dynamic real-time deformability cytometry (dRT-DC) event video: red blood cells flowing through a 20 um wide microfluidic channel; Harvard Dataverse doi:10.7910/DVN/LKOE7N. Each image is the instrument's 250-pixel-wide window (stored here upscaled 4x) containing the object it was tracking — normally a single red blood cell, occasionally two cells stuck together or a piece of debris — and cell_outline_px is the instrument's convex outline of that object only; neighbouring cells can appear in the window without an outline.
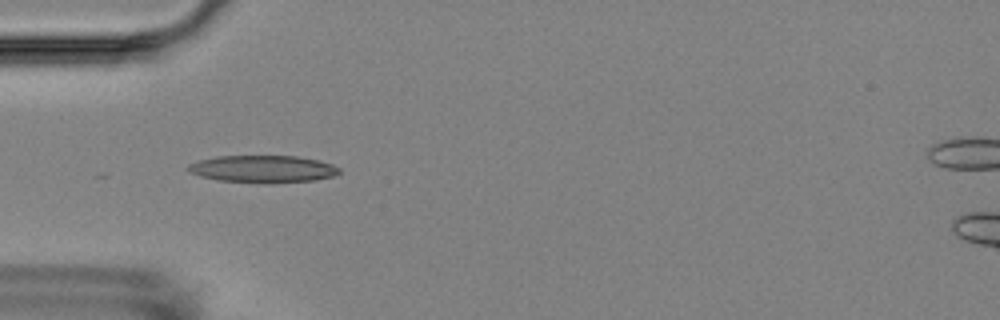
{"species": "Egyptian fruit bat (a non-hibernating species)", "species_latin": "Rousettus aegyptiacus", "temperature_condition": "room temperature", "stored_images_in_passage": 5, "camera_frame_rate_fps": 3000, "um_per_image_px": 0.085, "animal": {"sex": "female"}, "frame": {"image": 1, "passage_image": 4, "time_ms": 4.667, "image_size_px": [1000, 320], "cell_outline_px": [[340, 172], [332, 176], [316, 180], [272, 184], [264, 184], [216, 180], [200, 176], [188, 172], [184, 168], [188, 164], [200, 160], [216, 156], [296, 156], [316, 160], [332, 164], [340, 168]], "centroid_in_image_um": [22.3, 14.38], "position_along_channel_um": 62.7, "area_um2": 24.39}}